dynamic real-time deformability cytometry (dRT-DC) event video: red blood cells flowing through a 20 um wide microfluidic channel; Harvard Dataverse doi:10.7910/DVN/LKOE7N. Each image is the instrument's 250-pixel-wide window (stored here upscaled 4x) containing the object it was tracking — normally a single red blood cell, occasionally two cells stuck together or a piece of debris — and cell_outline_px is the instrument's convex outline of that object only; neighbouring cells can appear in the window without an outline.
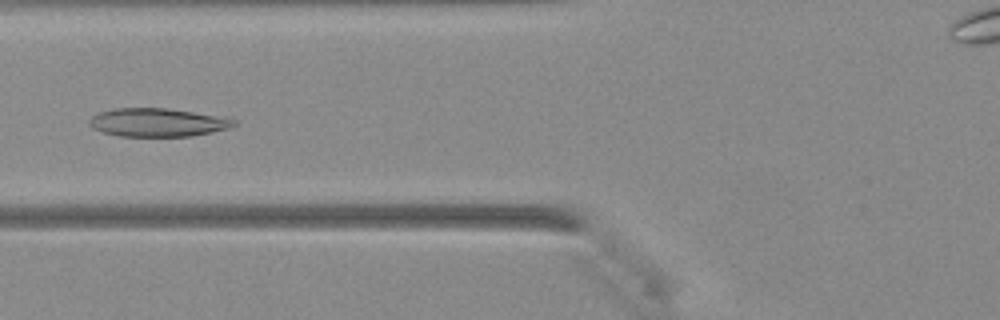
{"species": "Egyptian fruit bat (a non-hibernating species)", "species_latin": "Rousettus aegyptiacus", "temperature_condition": "warm", "stored_images_in_passage": 26, "camera_frame_rate_fps": 3000, "um_per_image_px": 0.085, "animal": {"sex": "female"}, "frame": {"image": 1, "passage_image": 6, "time_ms": 1.667, "image_size_px": [1000, 320], "cell_outline_px": [[236, 124], [228, 128], [212, 132], [192, 136], [120, 136], [104, 132], [92, 128], [88, 124], [88, 120], [92, 116], [100, 112], [116, 108], [164, 108], [192, 112], [236, 120]], "centroid_in_image_um": [13.34, 10.41], "position_along_channel_um": 112.5, "area_um2": 23.52}}
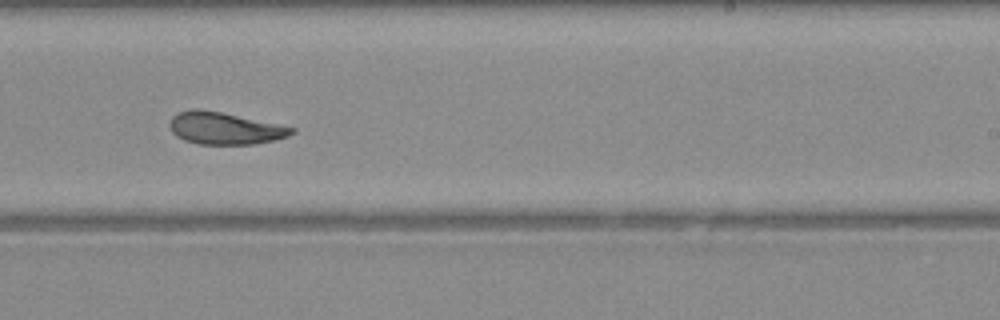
{"frame": {"image": 2, "passage_image": 16, "time_ms": 5.0, "image_size_px": [1000, 320], "cell_outline_px": [[296, 132], [288, 136], [256, 144], [196, 144], [184, 140], [176, 136], [172, 132], [168, 124], [172, 116], [180, 112], [192, 108], [200, 108], [220, 112], [296, 128]], "centroid_in_image_um": [19.06, 10.9], "position_along_channel_um": 269.9, "area_um2": 22.77}}
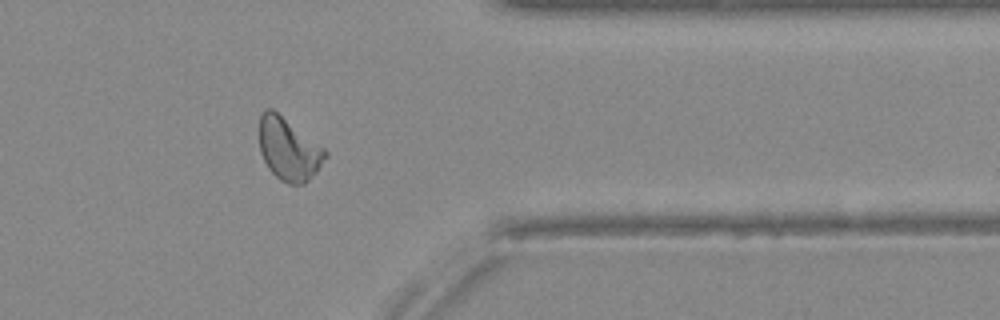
{"frame": {"image": 3, "passage_image": 24, "time_ms": 7.667, "image_size_px": [1000, 320], "cell_outline_px": [[328, 156], [316, 172], [304, 184], [288, 184], [280, 180], [268, 168], [260, 152], [260, 116], [264, 108], [272, 108], [324, 148], [328, 152]], "centroid_in_image_um": [24.54, 12.68], "position_along_channel_um": 386.9, "area_um2": 23.87}}